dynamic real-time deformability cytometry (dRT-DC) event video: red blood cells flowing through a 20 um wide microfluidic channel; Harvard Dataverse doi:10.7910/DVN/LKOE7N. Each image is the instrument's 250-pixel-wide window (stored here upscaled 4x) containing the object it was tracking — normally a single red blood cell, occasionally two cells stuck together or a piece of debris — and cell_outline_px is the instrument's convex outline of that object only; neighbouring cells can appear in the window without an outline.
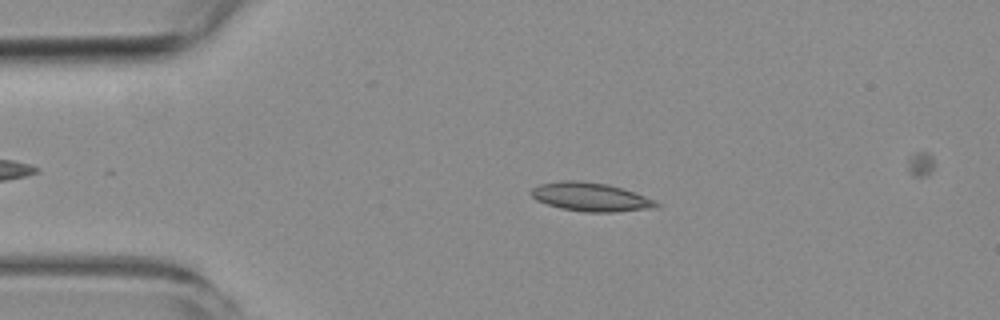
{"species": "common noctule bat (a hibernating species)", "species_latin": "Nyctalus noctula", "temperature_condition": "room temperature", "stored_images_in_passage": 4, "camera_frame_rate_fps": 3000, "um_per_image_px": 0.085, "animal": {"sex": "female", "body_mass_g": 19.3, "forearm_length_mm": 54.1}, "frame": {"image": 1, "passage_image": 2, "time_ms": 1.333, "image_size_px": [1000, 320], "cell_outline_px": [[660, 204], [656, 208], [612, 212], [584, 212], [560, 208], [536, 200], [532, 196], [532, 188], [540, 184], [564, 180], [580, 180], [608, 184], [644, 196]], "centroid_in_image_um": [50.18, 16.74], "position_along_channel_um": 34.8, "area_um2": 20.63}}